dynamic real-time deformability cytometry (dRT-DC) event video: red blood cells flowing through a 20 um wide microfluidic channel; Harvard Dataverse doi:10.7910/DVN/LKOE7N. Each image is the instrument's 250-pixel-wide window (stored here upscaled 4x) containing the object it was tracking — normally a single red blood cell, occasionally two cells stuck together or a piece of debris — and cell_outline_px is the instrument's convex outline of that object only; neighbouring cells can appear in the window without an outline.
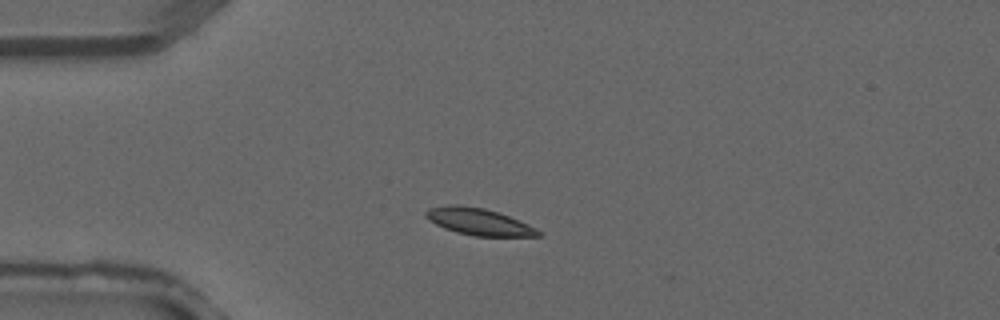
{"species": "common noctule bat (a hibernating species)", "species_latin": "Nyctalus noctula", "temperature_condition": "warm", "stored_images_in_passage": 1, "camera_frame_rate_fps": 3000, "um_per_image_px": 0.085, "animal": {"sex": "male", "forearm_length_mm": 52.5}, "frame": {"image": 1, "passage_image": 1, "time_ms": 0.0, "image_size_px": [1000, 320], "cell_outline_px": [[540, 236], [476, 236], [456, 232], [444, 228], [428, 220], [424, 216], [424, 212], [428, 208], [448, 204], [456, 204], [484, 208], [508, 216], [528, 224], [536, 228], [540, 232]], "centroid_in_image_um": [40.63, 18.83], "position_along_channel_um": 44.4, "area_um2": 17.51}}